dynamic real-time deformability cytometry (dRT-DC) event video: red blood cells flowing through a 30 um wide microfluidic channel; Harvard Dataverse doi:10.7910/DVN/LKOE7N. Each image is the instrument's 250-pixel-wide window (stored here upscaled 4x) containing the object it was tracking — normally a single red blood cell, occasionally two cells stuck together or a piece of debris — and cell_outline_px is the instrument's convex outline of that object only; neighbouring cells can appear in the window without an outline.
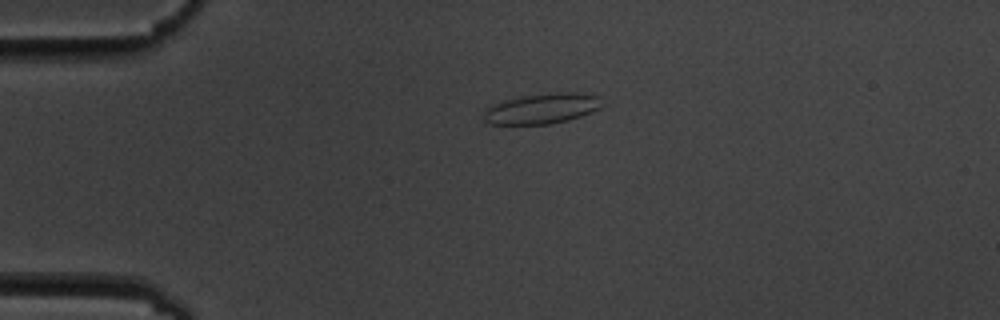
{"species": "common noctule bat (a hibernating species)", "species_latin": "Nyctalus noctula", "temperature_condition": "cold", "stored_images_in_passage": 5, "camera_frame_rate_fps": 3000, "um_per_image_px": 0.085, "animal": {"sex": "male", "body_mass_g": 19.5, "forearm_length_mm": 54.6}, "frame": {"image": 1, "passage_image": 4, "time_ms": 3.333, "image_size_px": [1000, 320], "cell_outline_px": [[604, 104], [600, 108], [592, 112], [568, 120], [552, 124], [488, 124], [484, 120], [484, 108], [488, 104], [500, 100], [524, 96], [556, 92], [576, 92], [600, 96]], "centroid_in_image_um": [46.04, 9.22], "position_along_channel_um": 39.0, "area_um2": 21.39}}